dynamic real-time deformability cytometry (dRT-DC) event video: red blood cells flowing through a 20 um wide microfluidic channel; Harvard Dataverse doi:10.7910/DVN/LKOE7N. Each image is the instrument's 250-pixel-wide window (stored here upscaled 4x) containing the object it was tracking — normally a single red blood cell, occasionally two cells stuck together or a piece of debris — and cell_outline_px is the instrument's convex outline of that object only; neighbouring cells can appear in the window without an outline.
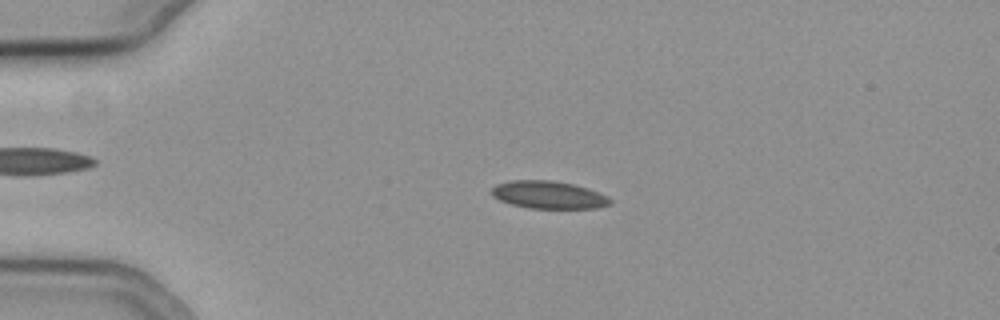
{"species": "common noctule bat (a hibernating species)", "species_latin": "Nyctalus noctula", "temperature_condition": "cold", "stored_images_in_passage": 55, "camera_frame_rate_fps": 3000, "um_per_image_px": 0.085, "animal": {"sex": "female", "body_mass_g": 19.3, "forearm_length_mm": 54.1}, "frame": {"image": 1, "passage_image": 13, "time_ms": 4.0, "image_size_px": [1000, 320], "cell_outline_px": [[612, 204], [596, 208], [528, 208], [512, 204], [500, 200], [492, 196], [492, 188], [496, 184], [512, 180], [552, 180], [572, 184], [588, 188], [600, 192], [608, 196], [612, 200]], "centroid_in_image_um": [46.66, 16.56], "position_along_channel_um": 38.3, "area_um2": 19.13}}
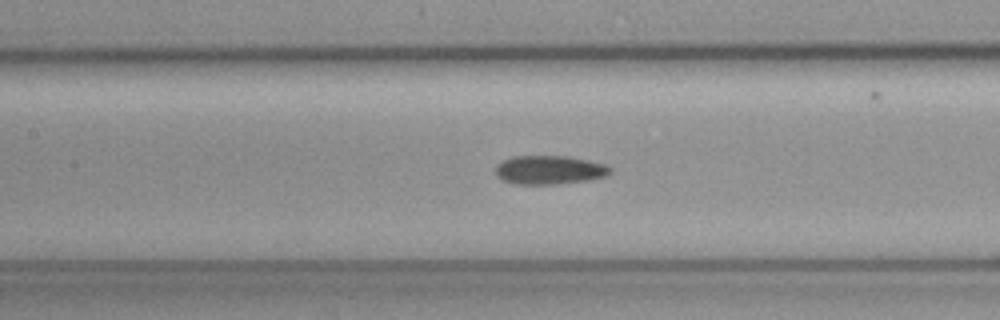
{"frame": {"image": 2, "passage_image": 26, "time_ms": 8.333, "image_size_px": [1000, 320], "cell_outline_px": [[612, 172], [608, 176], [588, 180], [560, 184], [512, 184], [500, 180], [496, 176], [496, 168], [504, 160], [512, 156], [568, 156], [588, 160], [604, 164], [612, 168]], "centroid_in_image_um": [46.72, 14.45], "position_along_channel_um": 160.7, "area_um2": 19.42}}
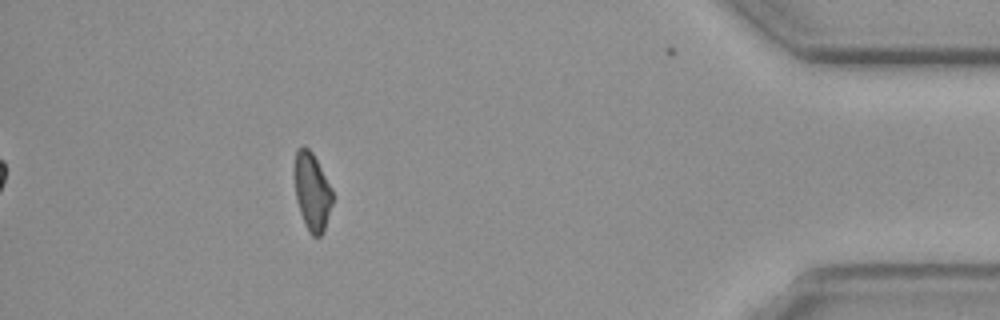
{"frame": {"image": 3, "passage_image": 50, "time_ms": 16.333, "image_size_px": [1000, 320], "cell_outline_px": [[332, 204], [324, 232], [320, 236], [312, 236], [308, 232], [304, 224], [296, 200], [296, 152], [304, 144], [312, 152], [332, 188]], "centroid_in_image_um": [26.55, 16.35], "position_along_channel_um": 408.6, "area_um2": 16.94}, "authors_computed_cell_mechanics": {"area_um2": 19.0162, "velocity_mm_per_s": 3.7543, "shape_relaxation_time_tau1_ms": 3.7262, "shape_relaxation_time_tau2_ms": 2.9708, "deformation_change_tau1": 0.0956, "deformation_change_tau2": 0.0999}}